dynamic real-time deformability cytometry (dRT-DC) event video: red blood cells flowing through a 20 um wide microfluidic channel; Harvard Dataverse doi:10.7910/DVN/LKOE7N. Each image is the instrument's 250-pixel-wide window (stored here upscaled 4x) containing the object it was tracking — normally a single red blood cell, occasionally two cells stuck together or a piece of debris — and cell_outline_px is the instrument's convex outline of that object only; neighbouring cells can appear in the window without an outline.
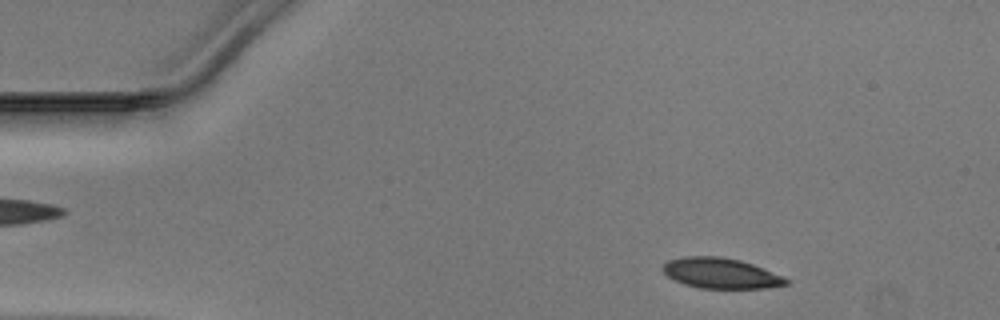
{"species": "Egyptian fruit bat (a non-hibernating species)", "species_latin": "Rousettus aegyptiacus", "temperature_condition": "warm", "stored_images_in_passage": 39, "camera_frame_rate_fps": 3000, "um_per_image_px": 0.085, "animal": {"sex": "male"}, "frame": {"image": 1, "passage_image": 5, "time_ms": 1.333, "image_size_px": [1000, 320], "cell_outline_px": [[792, 280], [788, 284], [764, 288], [700, 288], [684, 284], [668, 276], [664, 272], [664, 264], [668, 260], [684, 256], [720, 256], [740, 260], [752, 264], [784, 276]], "centroid_in_image_um": [61.31, 23.22], "position_along_channel_um": 23.7, "area_um2": 21.79}}
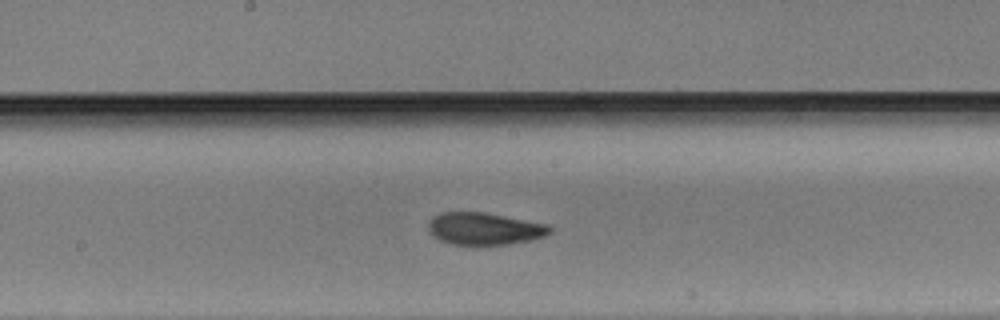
{"frame": {"image": 2, "passage_image": 24, "time_ms": 7.667, "image_size_px": [1000, 320], "cell_outline_px": [[552, 232], [544, 236], [532, 240], [508, 244], [480, 248], [448, 244], [440, 240], [428, 232], [428, 224], [440, 212], [484, 212], [548, 224], [552, 228]], "centroid_in_image_um": [41.18, 19.49], "position_along_channel_um": 207.0, "area_um2": 23.58}}
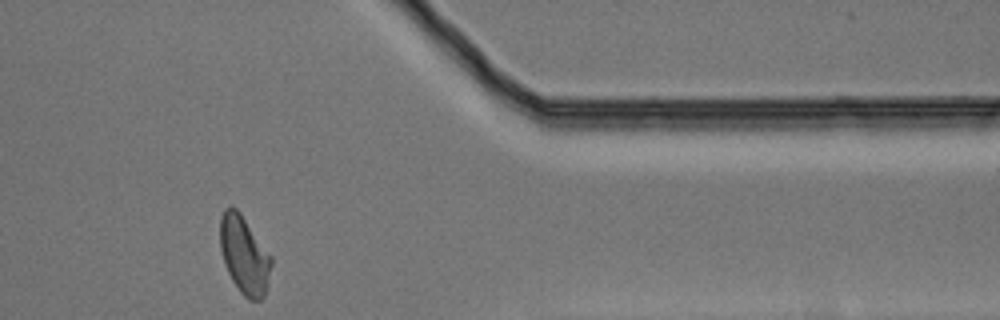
{"frame": {"image": 3, "passage_image": 39, "time_ms": 12.667, "image_size_px": [1000, 320], "cell_outline_px": [[272, 264], [264, 296], [260, 300], [248, 300], [240, 292], [232, 280], [228, 272], [220, 248], [220, 216], [224, 208], [236, 208], [240, 212], [272, 256]], "centroid_in_image_um": [20.77, 21.67], "position_along_channel_um": 390.6, "area_um2": 23.12}}